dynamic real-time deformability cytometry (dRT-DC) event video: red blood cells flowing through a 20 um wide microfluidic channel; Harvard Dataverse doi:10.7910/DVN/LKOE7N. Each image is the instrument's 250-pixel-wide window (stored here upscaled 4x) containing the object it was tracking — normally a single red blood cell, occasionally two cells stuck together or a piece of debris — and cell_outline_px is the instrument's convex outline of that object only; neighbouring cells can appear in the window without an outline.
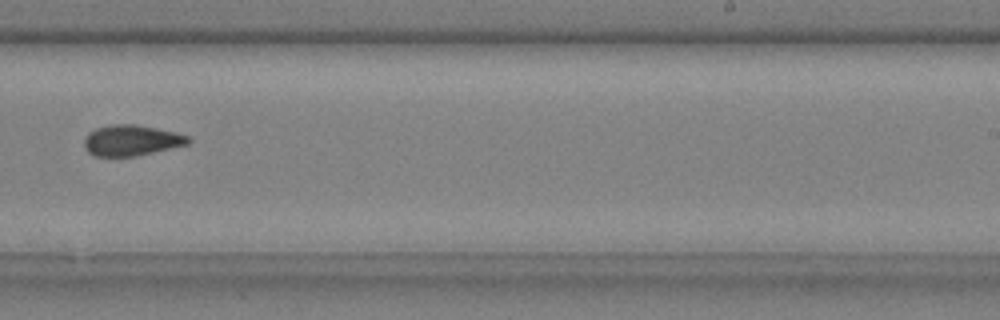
{"species": "common noctule bat (a hibernating species)", "species_latin": "Nyctalus noctula", "temperature_condition": "cold", "stored_images_in_passage": 9, "camera_frame_rate_fps": 3000, "um_per_image_px": 0.085, "animal": {"sex": "male", "body_mass_g": 20.4}, "frame": {"image": 1, "passage_image": 9, "time_ms": 2.667, "image_size_px": [1000, 320], "cell_outline_px": [[192, 140], [188, 144], [136, 156], [96, 156], [88, 152], [84, 144], [84, 140], [88, 132], [96, 128], [112, 124], [136, 124], [176, 132], [188, 136]], "centroid_in_image_um": [11.17, 11.92], "position_along_channel_um": 277.8, "area_um2": 18.61}}